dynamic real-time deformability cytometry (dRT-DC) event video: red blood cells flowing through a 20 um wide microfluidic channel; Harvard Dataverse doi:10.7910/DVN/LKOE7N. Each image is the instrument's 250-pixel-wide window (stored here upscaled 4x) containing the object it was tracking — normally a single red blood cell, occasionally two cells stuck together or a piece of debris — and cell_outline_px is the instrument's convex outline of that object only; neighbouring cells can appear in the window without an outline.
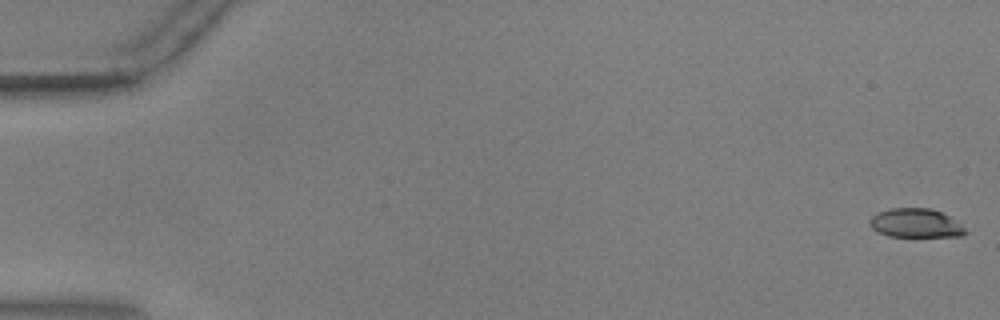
{"species": "common noctule bat (a hibernating species)", "species_latin": "Nyctalus noctula", "temperature_condition": "warm", "stored_images_in_passage": 56, "camera_frame_rate_fps": 3000, "um_per_image_px": 0.085, "animal": {"sex": "male", "body_mass_g": 17.9, "forearm_length_mm": 54.2}, "frame": {"image": 1, "passage_image": 1, "time_ms": 0.0, "image_size_px": [1000, 320], "cell_outline_px": [[968, 232], [960, 236], [888, 236], [876, 232], [868, 224], [868, 220], [872, 216], [880, 212], [892, 208], [928, 208], [940, 212], [948, 216], [960, 224]], "centroid_in_image_um": [77.78, 18.97], "position_along_channel_um": 7.2, "area_um2": 15.95}}
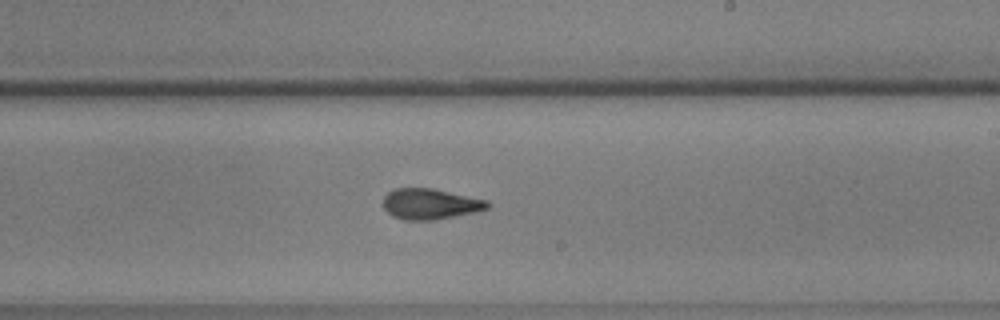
{"frame": {"image": 2, "passage_image": 34, "time_ms": 11.0, "image_size_px": [1000, 320], "cell_outline_px": [[492, 204], [488, 208], [476, 212], [436, 220], [404, 220], [392, 216], [384, 208], [384, 196], [388, 192], [396, 188], [432, 188], [488, 200]], "centroid_in_image_um": [36.6, 17.34], "position_along_channel_um": 252.4, "area_um2": 18.79}}
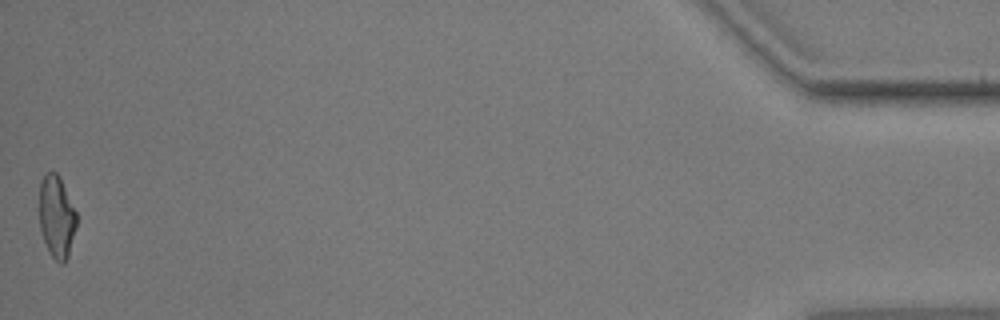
{"frame": {"image": 3, "passage_image": 56, "time_ms": 18.333, "image_size_px": [1000, 320], "cell_outline_px": [[76, 228], [68, 256], [64, 264], [60, 264], [48, 252], [40, 228], [40, 184], [44, 176], [48, 172], [56, 172], [60, 176], [76, 212]], "centroid_in_image_um": [4.82, 18.45], "position_along_channel_um": 430.4, "area_um2": 17.74}, "authors_computed_cell_mechanics": {"area_um2": 18.5827, "velocity_mm_per_s": 3.6486, "shape_relaxation_time_tau1_ms": 5.8048, "shape_relaxation_time_tau2_ms": 1.8001, "deformation_change_tau1": 0.2007, "deformation_change_tau2": 0.0994}}